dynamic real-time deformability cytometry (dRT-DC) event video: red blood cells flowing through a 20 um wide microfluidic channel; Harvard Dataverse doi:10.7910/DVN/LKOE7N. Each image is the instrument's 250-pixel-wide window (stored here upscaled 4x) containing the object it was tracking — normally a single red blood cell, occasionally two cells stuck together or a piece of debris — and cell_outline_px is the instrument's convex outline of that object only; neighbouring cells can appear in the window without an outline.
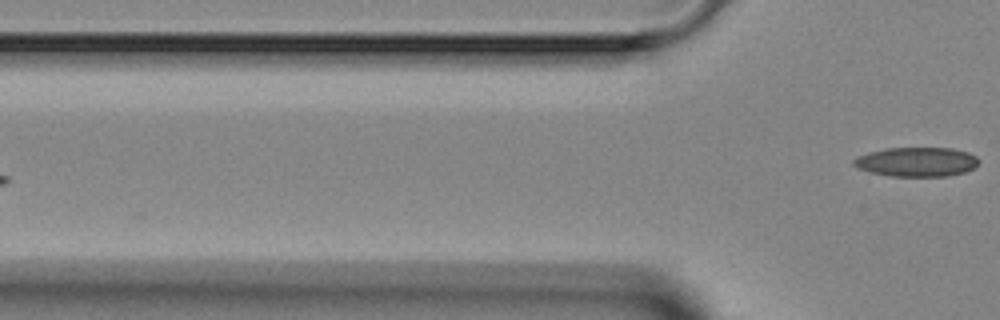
{"species": "Egyptian fruit bat (a non-hibernating species)", "species_latin": "Rousettus aegyptiacus", "temperature_condition": "room temperature", "stored_images_in_passage": 4, "camera_frame_rate_fps": 3000, "um_per_image_px": 0.085, "animal": {"sex": "female"}, "frame": {"image": 1, "passage_image": 4, "time_ms": 4.0, "image_size_px": [1000, 320], "cell_outline_px": [[980, 160], [976, 168], [964, 172], [948, 176], [888, 176], [868, 172], [856, 168], [852, 164], [852, 160], [856, 156], [868, 152], [888, 148], [952, 148], [968, 152], [976, 156]], "centroid_in_image_um": [77.89, 13.76], "position_along_channel_um": 47.9, "area_um2": 21.73}}